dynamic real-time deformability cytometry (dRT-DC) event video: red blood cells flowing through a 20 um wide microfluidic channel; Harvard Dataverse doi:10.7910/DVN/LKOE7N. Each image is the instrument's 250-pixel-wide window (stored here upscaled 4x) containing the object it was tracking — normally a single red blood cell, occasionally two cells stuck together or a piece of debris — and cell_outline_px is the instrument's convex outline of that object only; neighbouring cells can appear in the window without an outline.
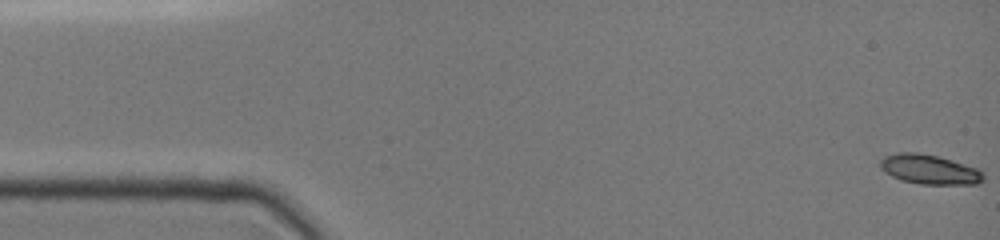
{"species": "common noctule bat (a hibernating species)", "species_latin": "Nyctalus noctula", "temperature_condition": "cold", "stored_images_in_passage": 39, "segment_of_instrument_passage": [1, 2], "camera_frame_rate_fps": 3000, "um_per_image_px": 0.085, "animal": {"sex": "female", "body_mass_g": 19.0, "forearm_length_mm": 51.5}, "frame": {"image": 1, "passage_image": 1, "time_ms": 0.0, "image_size_px": [1000, 240], "cell_outline_px": [[984, 180], [976, 184], [920, 184], [904, 180], [892, 176], [880, 164], [880, 160], [896, 152], [916, 152], [936, 156], [952, 160], [976, 168], [984, 176]], "centroid_in_image_um": [79.04, 14.4], "position_along_channel_um": 6.0, "area_um2": 17.28}}
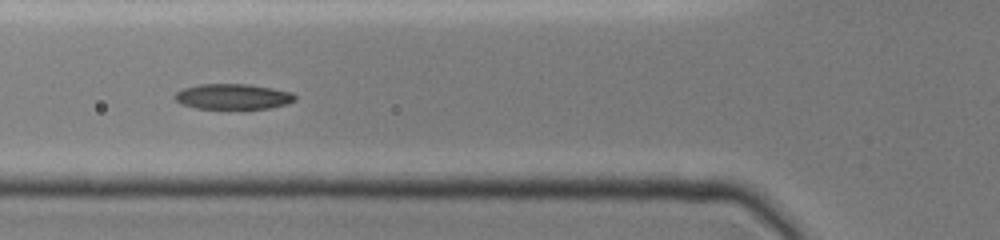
{"frame": {"image": 2, "passage_image": 16, "time_ms": 5.667, "image_size_px": [1000, 240], "cell_outline_px": [[296, 100], [284, 104], [268, 108], [196, 108], [184, 104], [176, 100], [172, 96], [176, 92], [184, 88], [200, 84], [248, 84], [272, 88], [292, 92], [296, 96]], "centroid_in_image_um": [19.8, 8.19], "position_along_channel_um": 106.0, "area_um2": 17.57}}
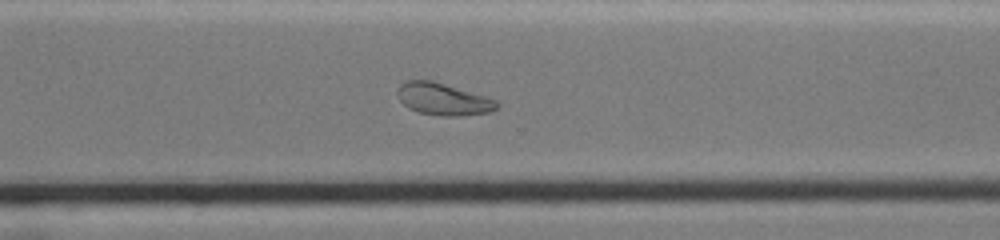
{"frame": {"image": 3, "passage_image": 33, "time_ms": 11.333, "image_size_px": [1000, 240], "cell_outline_px": [[500, 104], [496, 108], [488, 112], [460, 116], [440, 116], [420, 112], [408, 108], [400, 100], [396, 92], [400, 84], [408, 80], [432, 80], [488, 96], [496, 100]], "centroid_in_image_um": [37.68, 8.42], "position_along_channel_um": 332.9, "area_um2": 18.67}}